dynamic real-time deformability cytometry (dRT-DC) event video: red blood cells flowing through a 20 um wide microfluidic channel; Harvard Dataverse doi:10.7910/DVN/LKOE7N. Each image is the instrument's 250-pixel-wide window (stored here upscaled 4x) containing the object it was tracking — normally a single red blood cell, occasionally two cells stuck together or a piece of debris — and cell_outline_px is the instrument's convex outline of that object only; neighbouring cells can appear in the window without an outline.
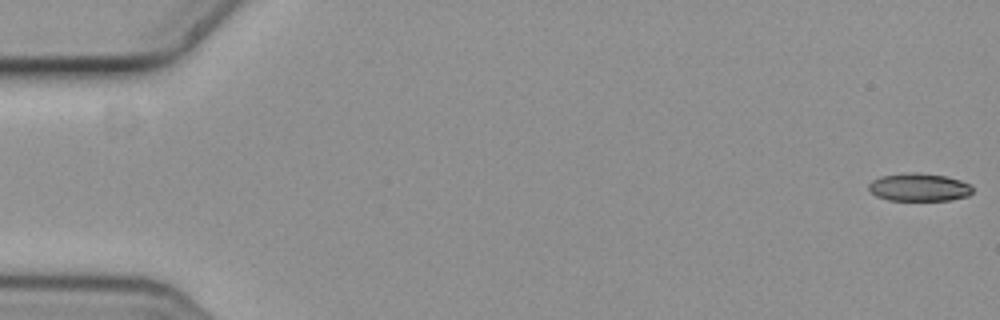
{"species": "common noctule bat (a hibernating species)", "species_latin": "Nyctalus noctula", "temperature_condition": "cold", "stored_images_in_passage": 5, "camera_frame_rate_fps": 3000, "um_per_image_px": 0.085, "animal": {"sex": "female", "body_mass_g": 19.3, "forearm_length_mm": 54.1}, "frame": {"image": 1, "passage_image": 1, "time_ms": 0.0, "image_size_px": [1000, 320], "cell_outline_px": [[972, 192], [968, 196], [952, 200], [888, 200], [876, 196], [868, 188], [868, 184], [872, 180], [880, 176], [912, 172], [916, 172], [944, 176], [960, 180], [968, 184], [972, 188]], "centroid_in_image_um": [78.1, 15.92], "position_along_channel_um": 6.9, "area_um2": 16.82}}
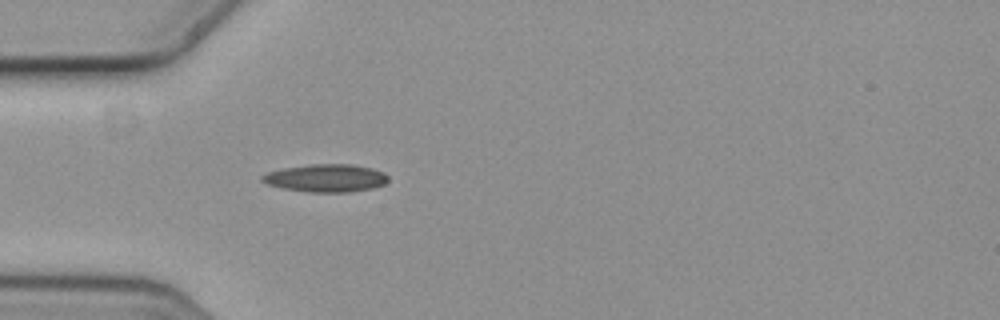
{"frame": {"image": 2, "passage_image": 5, "time_ms": 1.333, "image_size_px": [1000, 320], "cell_outline_px": [[388, 180], [384, 184], [372, 188], [348, 192], [308, 192], [284, 188], [268, 184], [260, 180], [260, 176], [268, 172], [284, 168], [308, 164], [352, 164], [372, 168], [384, 172], [388, 176]], "centroid_in_image_um": [27.71, 15.13], "position_along_channel_um": 57.3, "area_um2": 20.4}}